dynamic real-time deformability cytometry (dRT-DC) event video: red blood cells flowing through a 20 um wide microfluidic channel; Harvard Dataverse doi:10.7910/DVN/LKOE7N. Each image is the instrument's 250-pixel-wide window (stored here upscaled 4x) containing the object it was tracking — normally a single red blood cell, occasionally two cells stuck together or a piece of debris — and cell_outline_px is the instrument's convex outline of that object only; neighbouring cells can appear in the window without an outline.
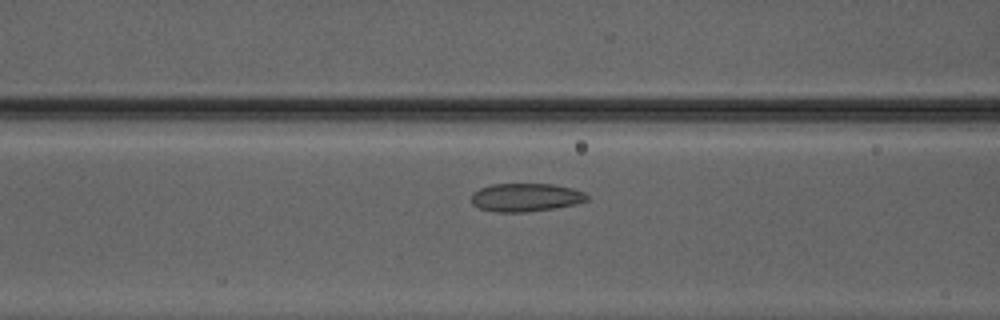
{"species": "Egyptian fruit bat (a non-hibernating species)", "species_latin": "Rousettus aegyptiacus", "temperature_condition": "warm", "stored_images_in_passage": 36, "camera_frame_rate_fps": 3000, "um_per_image_px": 0.085, "animal": {"sex": "male"}, "frame": {"image": 1, "passage_image": 11, "time_ms": 3.333, "image_size_px": [1000, 320], "cell_outline_px": [[588, 200], [576, 204], [556, 208], [528, 212], [496, 212], [480, 208], [472, 204], [472, 192], [480, 188], [492, 184], [556, 184], [572, 188], [584, 192], [588, 196]], "centroid_in_image_um": [44.7, 16.78], "position_along_channel_um": 121.9, "area_um2": 19.19}}
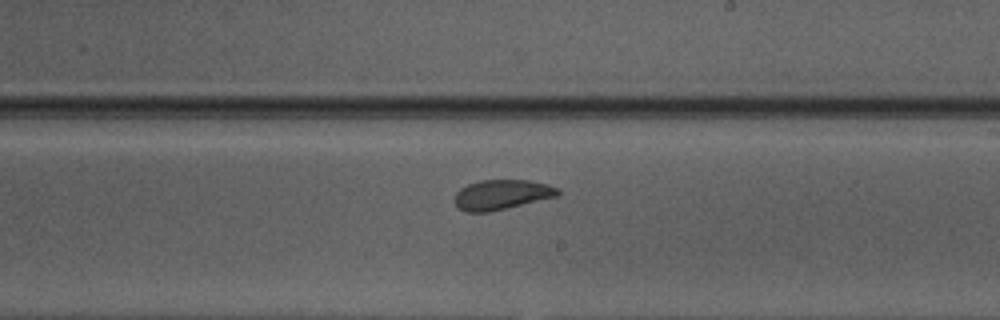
{"frame": {"image": 2, "passage_image": 20, "time_ms": 6.333, "image_size_px": [1000, 320], "cell_outline_px": [[560, 192], [556, 196], [488, 212], [464, 212], [456, 208], [452, 200], [456, 192], [460, 188], [468, 184], [480, 180], [528, 180], [548, 184], [560, 188]], "centroid_in_image_um": [42.57, 16.54], "position_along_channel_um": 246.4, "area_um2": 18.09}}
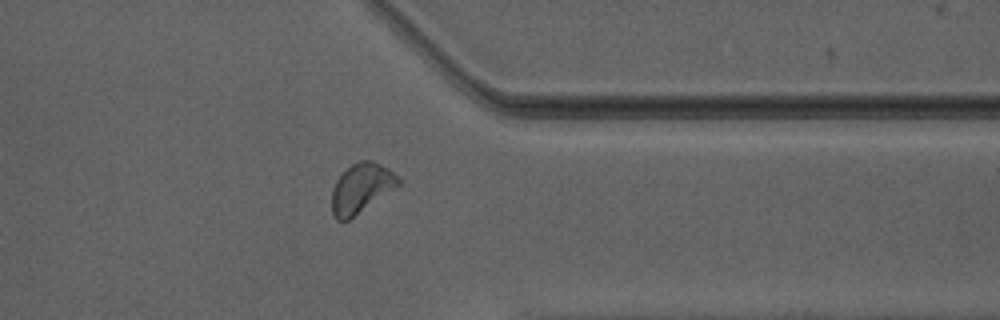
{"frame": {"image": 3, "passage_image": 30, "time_ms": 9.667, "image_size_px": [1000, 320], "cell_outline_px": [[400, 184], [348, 220], [336, 220], [332, 216], [332, 188], [336, 180], [352, 164], [360, 160], [368, 160], [380, 164], [388, 168], [400, 180]], "centroid_in_image_um": [30.67, 16.0], "position_along_channel_um": 380.7, "area_um2": 18.73}}